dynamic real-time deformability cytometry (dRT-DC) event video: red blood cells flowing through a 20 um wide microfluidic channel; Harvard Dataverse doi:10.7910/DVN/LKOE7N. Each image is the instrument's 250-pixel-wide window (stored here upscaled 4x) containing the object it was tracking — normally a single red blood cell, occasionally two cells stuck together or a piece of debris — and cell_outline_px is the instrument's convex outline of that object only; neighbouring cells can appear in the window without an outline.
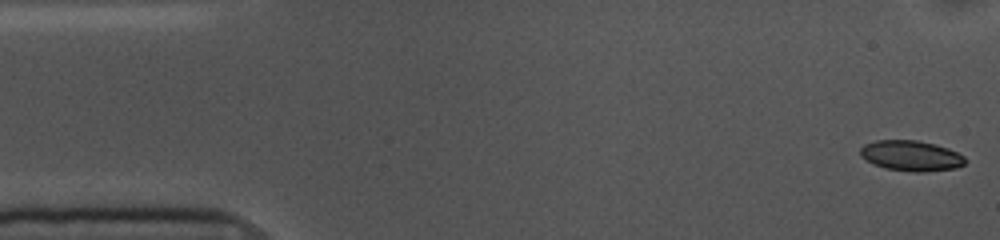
{"species": "common noctule bat (a hibernating species)", "species_latin": "Nyctalus noctula", "temperature_condition": "cold", "stored_images_in_passage": 54, "camera_frame_rate_fps": 3000, "um_per_image_px": 0.085, "animal": {"sex": "female", "body_mass_g": 10.0, "forearm_length_mm": 53.1}, "frame": {"image": 1, "passage_image": 1, "time_ms": 0.0, "image_size_px": [1000, 240], "cell_outline_px": [[968, 160], [964, 164], [956, 168], [920, 172], [912, 172], [884, 168], [872, 164], [860, 156], [860, 148], [864, 144], [876, 140], [916, 140], [936, 144], [948, 148], [964, 156]], "centroid_in_image_um": [77.43, 13.24], "position_along_channel_um": 7.6, "area_um2": 18.79}}
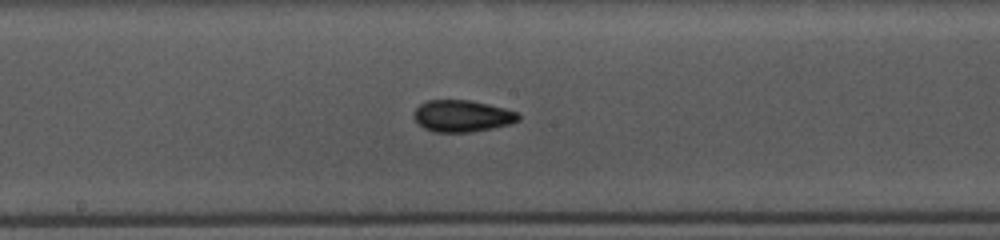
{"frame": {"image": 2, "passage_image": 27, "time_ms": 8.667, "image_size_px": [1000, 240], "cell_outline_px": [[520, 120], [512, 124], [472, 132], [432, 132], [424, 128], [412, 116], [416, 108], [420, 104], [428, 100], [468, 100], [488, 104], [520, 112]], "centroid_in_image_um": [39.31, 9.86], "position_along_channel_um": 208.9, "area_um2": 19.48}}
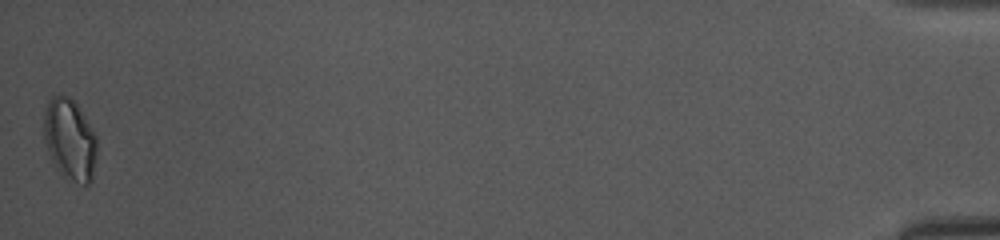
{"frame": {"image": 3, "passage_image": 54, "time_ms": 17.667, "image_size_px": [1000, 240], "cell_outline_px": [[96, 160], [92, 180], [88, 184], [84, 184], [64, 180], [56, 168], [48, 152], [44, 140], [44, 112], [48, 100], [52, 96], [68, 96], [76, 104], [92, 128], [96, 136]], "centroid_in_image_um": [5.93, 11.91], "position_along_channel_um": 429.3, "area_um2": 25.32}, "authors_computed_cell_mechanics": {"area_um2": 18.9584, "velocity_mm_per_s": 3.5889, "shape_relaxation_time_tau1_ms": null, "shape_relaxation_time_tau2_ms": 2.949, "deformation_change_tau1": null, "deformation_change_tau2": 0.0577}}